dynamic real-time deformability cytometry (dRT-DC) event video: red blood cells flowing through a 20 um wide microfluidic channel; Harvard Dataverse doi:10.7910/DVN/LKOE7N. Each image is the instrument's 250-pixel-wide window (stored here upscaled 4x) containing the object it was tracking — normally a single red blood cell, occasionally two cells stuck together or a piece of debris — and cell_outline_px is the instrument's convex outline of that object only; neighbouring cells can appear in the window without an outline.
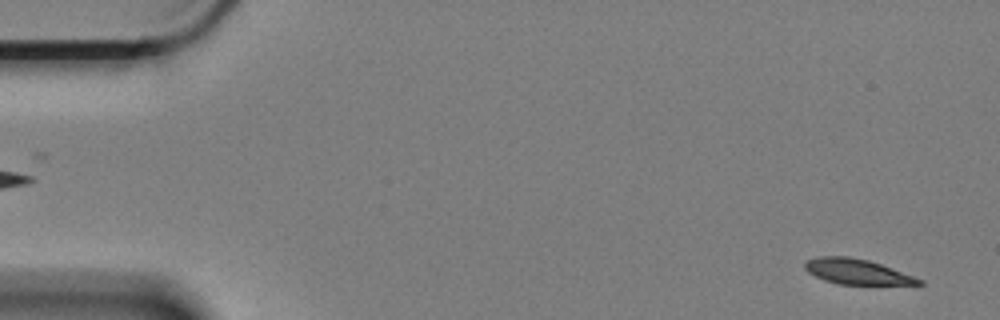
{"species": "Egyptian fruit bat (a non-hibernating species)", "species_latin": "Rousettus aegyptiacus", "temperature_condition": "cold", "stored_images_in_passage": 60, "segment_of_instrument_passage": [1, 2], "camera_frame_rate_fps": 3000, "um_per_image_px": 0.085, "animal": {"sex": "female"}, "frame": {"image": 1, "passage_image": 2, "time_ms": 0.333, "image_size_px": [1000, 320], "cell_outline_px": [[924, 284], [836, 284], [824, 280], [808, 272], [804, 268], [804, 260], [816, 256], [848, 256], [868, 260], [880, 264], [924, 280]], "centroid_in_image_um": [72.77, 23.08], "position_along_channel_um": 12.2, "area_um2": 16.7}}
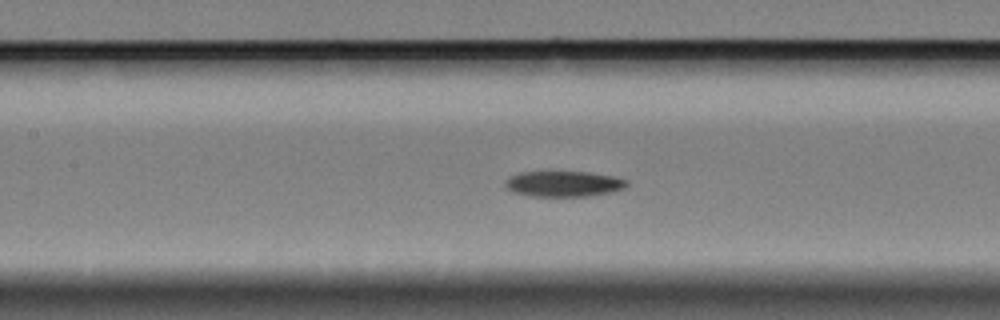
{"frame": {"image": 2, "passage_image": 26, "time_ms": 8.333, "image_size_px": [1000, 320], "cell_outline_px": [[628, 184], [624, 188], [612, 192], [592, 196], [528, 196], [516, 192], [508, 188], [504, 184], [508, 176], [520, 172], [588, 172], [612, 176], [628, 180]], "centroid_in_image_um": [47.92, 15.63], "position_along_channel_um": 159.5, "area_um2": 18.15}}
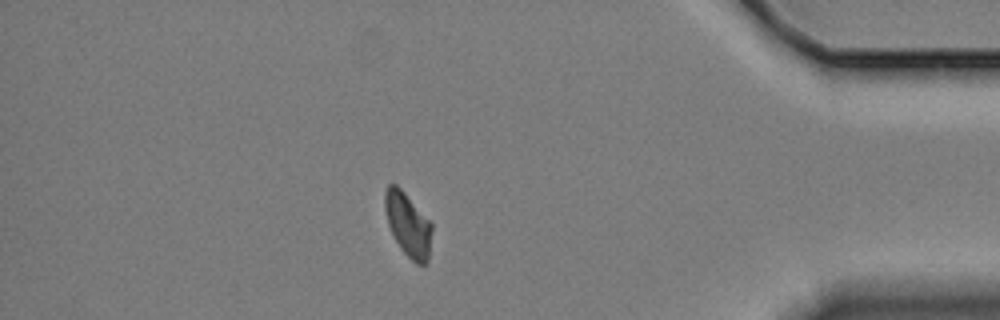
{"frame": {"image": 3, "passage_image": 51, "time_ms": 16.667, "image_size_px": [1000, 320], "cell_outline_px": [[432, 228], [428, 260], [424, 264], [416, 264], [400, 248], [388, 224], [384, 208], [384, 192], [388, 184], [396, 184], [404, 192], [432, 224]], "centroid_in_image_um": [34.66, 19.07], "position_along_channel_um": 400.5, "area_um2": 17.17}}